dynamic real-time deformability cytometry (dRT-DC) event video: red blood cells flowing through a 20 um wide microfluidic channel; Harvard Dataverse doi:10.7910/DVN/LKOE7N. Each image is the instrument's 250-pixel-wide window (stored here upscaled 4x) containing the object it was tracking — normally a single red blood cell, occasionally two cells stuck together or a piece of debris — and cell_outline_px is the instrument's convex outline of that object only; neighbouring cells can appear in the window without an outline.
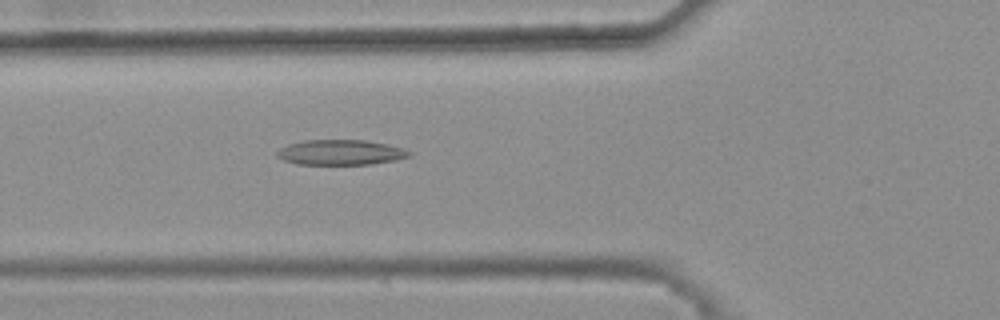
{"species": "common noctule bat (a hibernating species)", "species_latin": "Nyctalus noctula", "temperature_condition": "warm", "stored_images_in_passage": 36, "camera_frame_rate_fps": 3000, "um_per_image_px": 0.085, "animal": {"sex": "female", "body_mass_g": 25.1}, "frame": {"image": 1, "passage_image": 8, "time_ms": 2.333, "image_size_px": [1000, 320], "cell_outline_px": [[412, 152], [408, 156], [396, 160], [372, 164], [296, 164], [284, 160], [276, 156], [276, 152], [280, 148], [288, 144], [304, 140], [364, 140], [388, 144]], "centroid_in_image_um": [28.91, 12.95], "position_along_channel_um": 96.9, "area_um2": 19.31}}
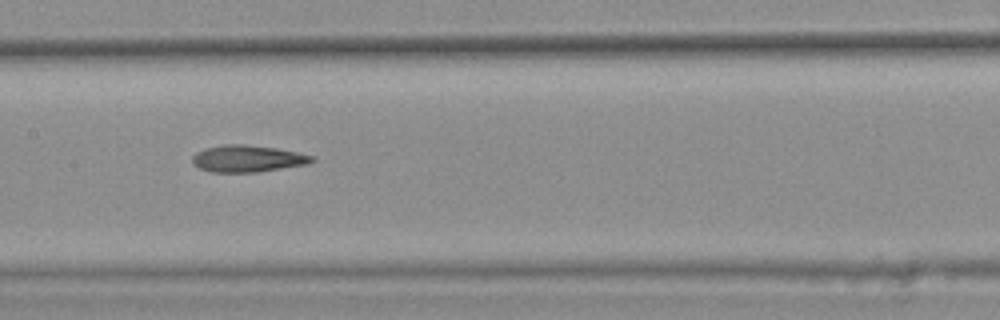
{"frame": {"image": 2, "passage_image": 15, "time_ms": 4.667, "image_size_px": [1000, 320], "cell_outline_px": [[316, 160], [308, 164], [256, 172], [212, 172], [200, 168], [192, 164], [192, 156], [196, 152], [204, 148], [224, 144], [244, 144], [276, 148], [296, 152], [312, 156]], "centroid_in_image_um": [21.01, 13.48], "position_along_channel_um": 186.4, "area_um2": 18.67}}
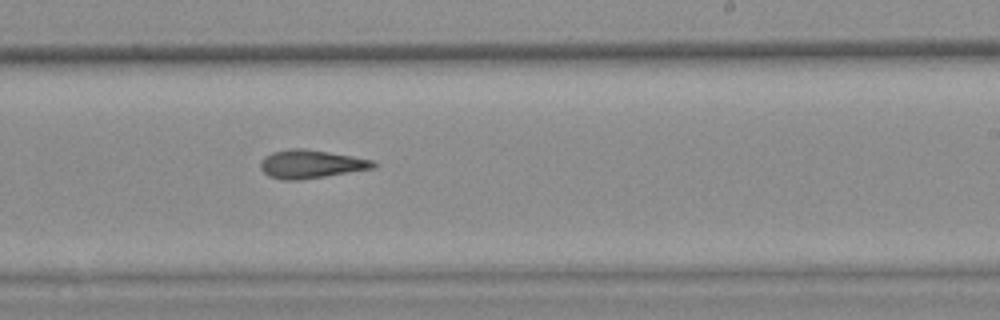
{"frame": {"image": 3, "passage_image": 21, "time_ms": 6.667, "image_size_px": [1000, 320], "cell_outline_px": [[376, 164], [372, 168], [300, 180], [280, 180], [268, 176], [260, 168], [260, 160], [264, 156], [272, 152], [288, 148], [304, 148], [352, 156], [372, 160]], "centroid_in_image_um": [26.33, 13.94], "position_along_channel_um": 262.7, "area_um2": 18.55}, "authors_computed_cell_mechanics": {"area_um2": 18.5827, "velocity_mm_per_s": 3.8244, "shape_relaxation_time_tau1_ms": null, "shape_relaxation_time_tau2_ms": 8.9782, "deformation_change_tau1": null, "deformation_change_tau2": 0.2309}}